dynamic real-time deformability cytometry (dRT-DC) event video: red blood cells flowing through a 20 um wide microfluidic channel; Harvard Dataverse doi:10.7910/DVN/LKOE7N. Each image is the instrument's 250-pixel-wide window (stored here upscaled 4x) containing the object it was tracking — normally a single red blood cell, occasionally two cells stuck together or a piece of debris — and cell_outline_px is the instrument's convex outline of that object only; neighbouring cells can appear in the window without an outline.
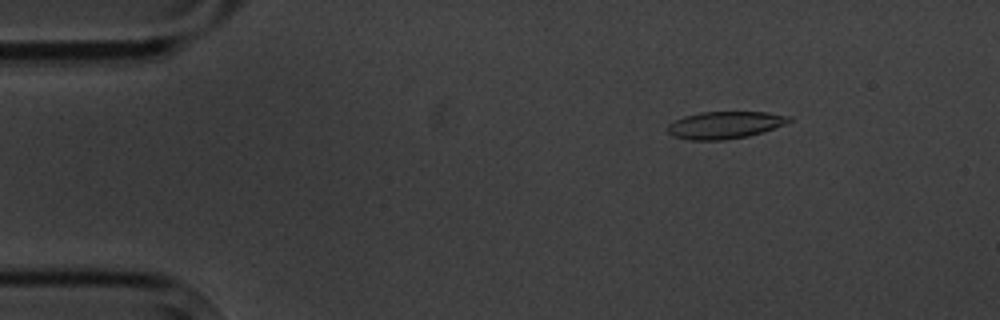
{"species": "common noctule bat (a hibernating species)", "species_latin": "Nyctalus noctula", "temperature_condition": "cold", "stored_images_in_passage": 15, "camera_frame_rate_fps": 3000, "um_per_image_px": 0.085, "animal": {"sex": "male", "body_mass_g": 20.1, "forearm_length_mm": 53.5}, "frame": {"image": 1, "passage_image": 3, "time_ms": 2.333, "image_size_px": [1000, 320], "cell_outline_px": [[792, 120], [784, 124], [748, 136], [724, 140], [688, 140], [672, 136], [668, 132], [668, 124], [684, 116], [700, 112], [768, 112], [792, 116]], "centroid_in_image_um": [61.6, 10.62], "position_along_channel_um": 23.4, "area_um2": 19.19}}
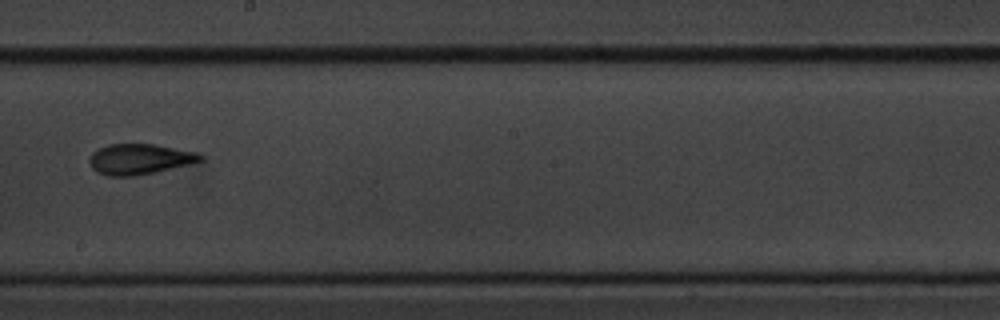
{"frame": {"image": 2, "passage_image": 9, "time_ms": 10.333, "image_size_px": [1000, 320], "cell_outline_px": [[204, 160], [156, 172], [132, 176], [108, 176], [96, 172], [92, 168], [88, 160], [92, 152], [108, 144], [156, 144], [196, 152], [204, 156]], "centroid_in_image_um": [11.85, 13.52], "position_along_channel_um": 236.4, "area_um2": 19.77}}
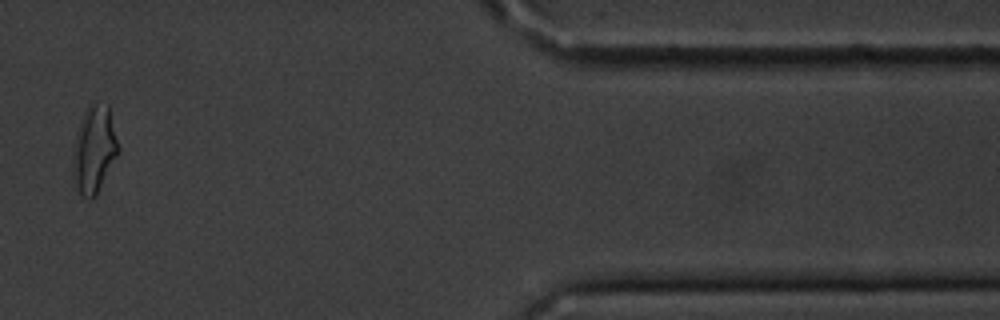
{"frame": {"image": 3, "passage_image": 14, "time_ms": 16.333, "image_size_px": [1000, 320], "cell_outline_px": [[120, 152], [96, 196], [92, 200], [88, 200], [76, 192], [72, 180], [72, 156], [76, 136], [84, 112], [88, 104], [92, 100], [108, 104], [120, 148]], "centroid_in_image_um": [8.0, 12.74], "position_along_channel_um": 403.4, "area_um2": 23.87}, "authors_computed_cell_mechanics": {"area_um2": 19.1896, "velocity_mm_per_s": 3.5261, "shape_relaxation_time_tau1_ms": 9.7206, "shape_relaxation_time_tau2_ms": 2.4052, "deformation_change_tau1": 0.2304, "deformation_change_tau2": 0.105}}